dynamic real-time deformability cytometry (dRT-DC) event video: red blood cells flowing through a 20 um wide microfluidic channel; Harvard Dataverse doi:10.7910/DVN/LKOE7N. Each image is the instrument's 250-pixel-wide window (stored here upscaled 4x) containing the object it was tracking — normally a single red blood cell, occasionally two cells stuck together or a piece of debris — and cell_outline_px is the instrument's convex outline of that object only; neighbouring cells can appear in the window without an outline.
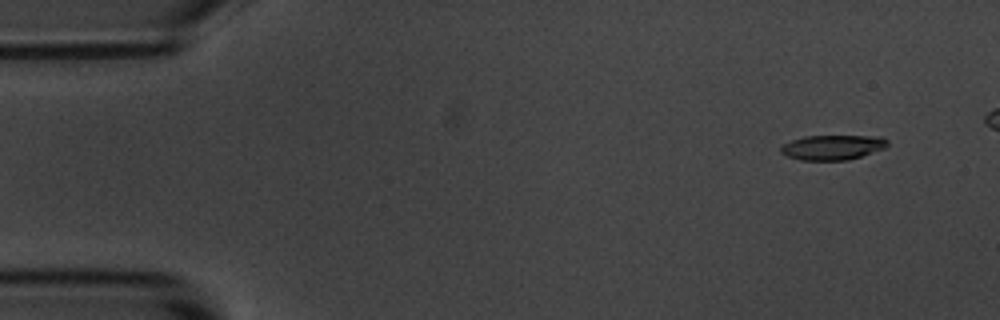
{"species": "common noctule bat (a hibernating species)", "species_latin": "Nyctalus noctula", "temperature_condition": "room temperature", "stored_images_in_passage": 5, "segment_of_instrument_passage": [1, 2], "camera_frame_rate_fps": 3000, "um_per_image_px": 0.085, "animal": {"sex": "male", "body_mass_g": 20.1, "forearm_length_mm": 53.5}, "frame": {"image": 1, "passage_image": 1, "time_ms": 0.0, "image_size_px": [1000, 320], "cell_outline_px": [[888, 144], [884, 148], [848, 160], [800, 160], [788, 156], [780, 152], [780, 148], [784, 144], [792, 140], [804, 136], [880, 136], [888, 140]], "centroid_in_image_um": [70.76, 12.52], "position_along_channel_um": 14.2, "area_um2": 15.32}}